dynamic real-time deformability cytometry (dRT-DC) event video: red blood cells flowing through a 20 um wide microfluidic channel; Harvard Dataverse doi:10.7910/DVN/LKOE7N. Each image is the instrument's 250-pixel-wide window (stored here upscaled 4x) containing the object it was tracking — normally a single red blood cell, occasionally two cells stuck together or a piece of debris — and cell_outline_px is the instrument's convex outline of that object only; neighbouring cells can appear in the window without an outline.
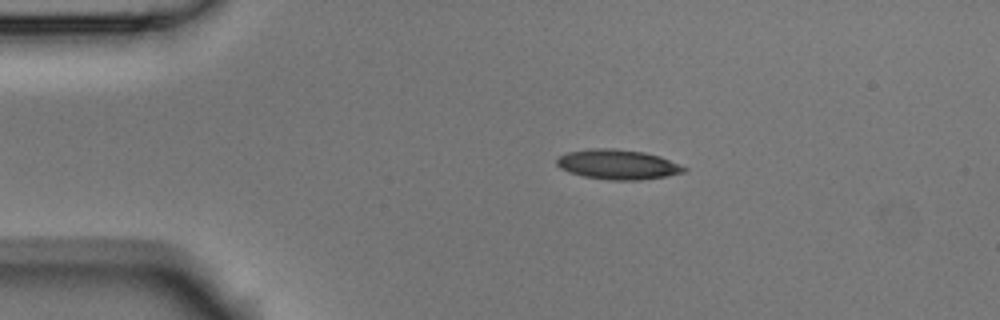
{"species": "Egyptian fruit bat (a non-hibernating species)", "species_latin": "Rousettus aegyptiacus", "temperature_condition": "room temperature", "stored_images_in_passage": 5, "camera_frame_rate_fps": 3000, "um_per_image_px": 0.085, "animal": {"sex": "male"}, "frame": {"image": 1, "passage_image": 2, "time_ms": 0.333, "image_size_px": [1000, 320], "cell_outline_px": [[688, 168], [684, 172], [664, 176], [640, 180], [608, 180], [584, 176], [568, 172], [560, 168], [556, 164], [556, 160], [560, 156], [568, 152], [592, 148], [612, 148], [644, 152], [660, 156], [680, 164]], "centroid_in_image_um": [52.5, 13.98], "position_along_channel_um": 32.5, "area_um2": 22.08}}
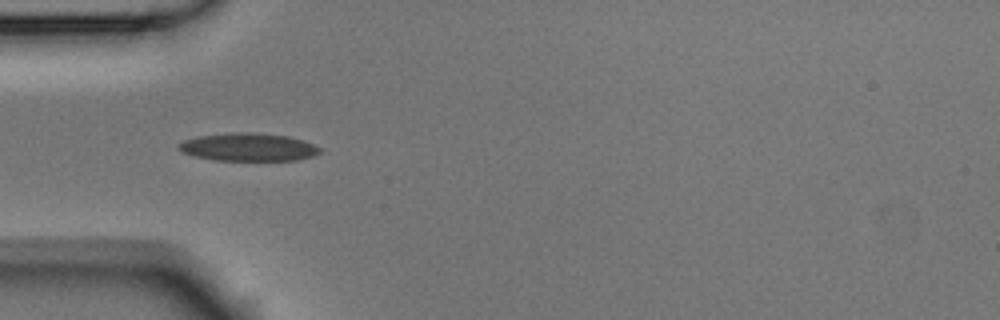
{"frame": {"image": 2, "passage_image": 4, "time_ms": 1.0, "image_size_px": [1000, 320], "cell_outline_px": [[320, 152], [312, 156], [296, 160], [212, 160], [192, 156], [180, 152], [176, 148], [176, 144], [184, 140], [200, 136], [236, 132], [248, 132], [288, 136], [304, 140], [320, 148]], "centroid_in_image_um": [21.04, 12.51], "position_along_channel_um": 64.0, "area_um2": 23.0}}
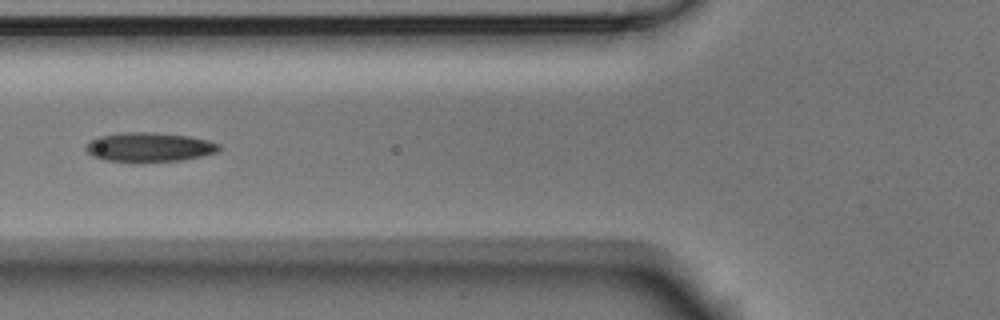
{"frame": {"image": 3, "passage_image": 5, "time_ms": 1.333, "image_size_px": [1000, 320], "cell_outline_px": [[224, 148], [216, 152], [200, 156], [180, 160], [104, 160], [92, 156], [84, 148], [88, 140], [100, 136], [124, 132], [156, 132], [192, 136], [208, 140], [220, 144]], "centroid_in_image_um": [12.7, 12.46], "position_along_channel_um": 113.1, "area_um2": 22.43}}